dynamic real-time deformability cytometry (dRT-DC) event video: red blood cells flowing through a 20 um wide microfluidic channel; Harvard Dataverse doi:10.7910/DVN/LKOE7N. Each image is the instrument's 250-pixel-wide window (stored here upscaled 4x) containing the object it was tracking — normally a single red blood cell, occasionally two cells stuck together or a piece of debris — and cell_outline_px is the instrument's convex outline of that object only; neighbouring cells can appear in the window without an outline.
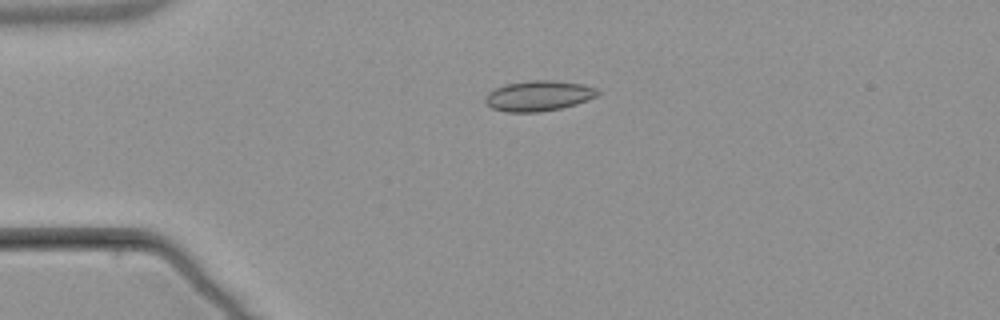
{"species": "common noctule bat (a hibernating species)", "species_latin": "Nyctalus noctula", "temperature_condition": "warm", "stored_images_in_passage": 5, "camera_frame_rate_fps": 3000, "um_per_image_px": 0.085, "animal": {"sex": "male", "body_mass_g": 21.5, "forearm_length_mm": 52.0}, "frame": {"image": 1, "passage_image": 3, "time_ms": 3.333, "image_size_px": [1000, 320], "cell_outline_px": [[600, 92], [596, 96], [588, 100], [576, 104], [560, 108], [540, 112], [504, 112], [492, 108], [484, 100], [488, 92], [504, 84], [528, 80], [552, 80], [584, 84], [596, 88]], "centroid_in_image_um": [45.78, 8.14], "position_along_channel_um": 39.2, "area_um2": 20.0}}
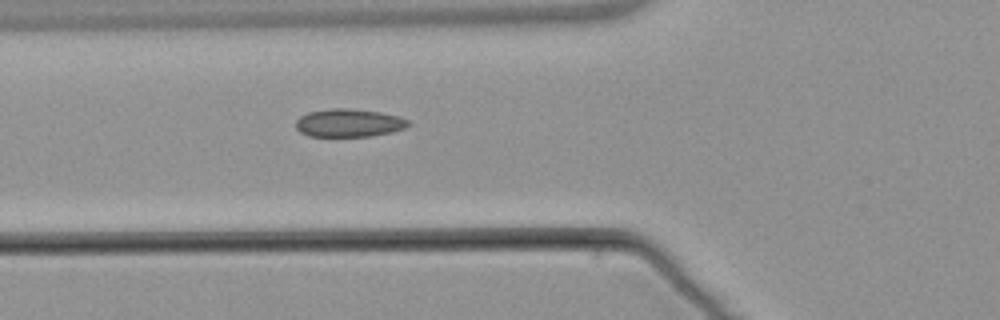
{"frame": {"image": 2, "passage_image": 5, "time_ms": 5.667, "image_size_px": [1000, 320], "cell_outline_px": [[412, 124], [404, 128], [392, 132], [372, 136], [308, 136], [300, 132], [296, 128], [296, 120], [300, 116], [308, 112], [328, 108], [352, 108], [380, 112], [400, 116], [408, 120]], "centroid_in_image_um": [29.66, 10.44], "position_along_channel_um": 96.1, "area_um2": 18.61}}